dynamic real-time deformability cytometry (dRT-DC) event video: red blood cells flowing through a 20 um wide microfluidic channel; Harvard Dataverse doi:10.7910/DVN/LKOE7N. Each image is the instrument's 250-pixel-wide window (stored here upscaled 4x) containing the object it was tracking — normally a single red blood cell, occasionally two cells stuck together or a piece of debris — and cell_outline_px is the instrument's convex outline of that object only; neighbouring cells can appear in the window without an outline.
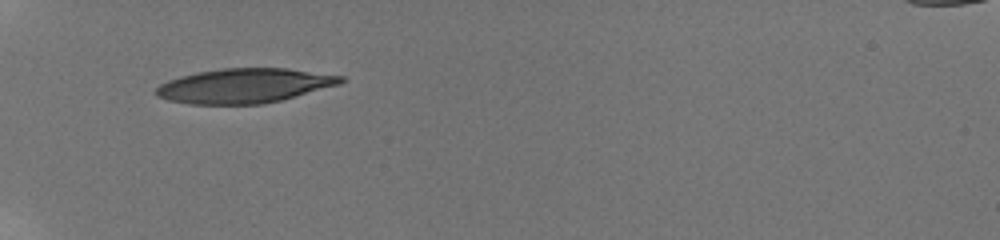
{"species": "human", "species_latin": "Homo sapiens", "temperature_condition": "room temperature", "stored_images_in_passage": 7, "camera_frame_rate_fps": 3000, "um_per_image_px": 0.085, "donor": {"sex": "male"}, "frame": {"image": 1, "passage_image": 1, "time_ms": 0.0, "image_size_px": [1000, 240], "cell_outline_px": [[348, 80], [340, 84], [280, 100], [260, 104], [192, 104], [168, 100], [156, 96], [152, 92], [160, 84], [168, 80], [180, 76], [196, 72], [224, 68], [288, 68], [344, 76]], "centroid_in_image_um": [20.76, 7.28], "position_along_channel_um": 64.2, "area_um2": 37.22}}